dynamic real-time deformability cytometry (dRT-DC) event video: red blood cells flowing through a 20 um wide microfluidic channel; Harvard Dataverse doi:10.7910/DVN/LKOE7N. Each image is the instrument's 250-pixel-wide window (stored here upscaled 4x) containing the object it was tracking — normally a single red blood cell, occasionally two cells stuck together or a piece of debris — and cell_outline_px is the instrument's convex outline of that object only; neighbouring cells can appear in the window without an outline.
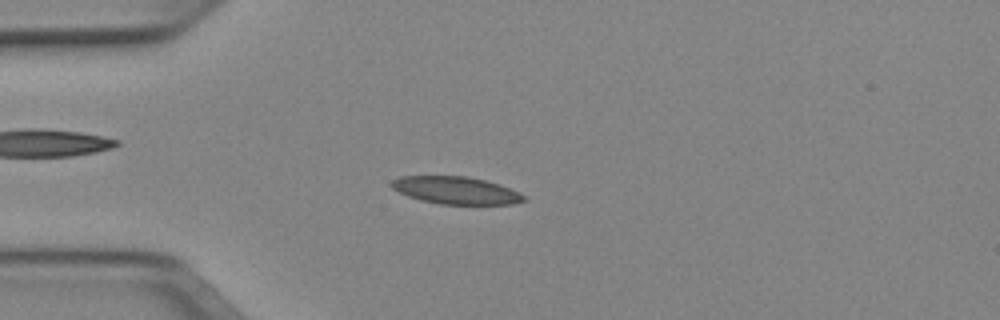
{"species": "Egyptian fruit bat (a non-hibernating species)", "species_latin": "Rousettus aegyptiacus", "temperature_condition": "cold", "stored_images_in_passage": 3, "camera_frame_rate_fps": 3000, "um_per_image_px": 0.085, "animal": {"sex": "female"}, "frame": {"image": 1, "passage_image": 3, "time_ms": 0.667, "image_size_px": [1000, 320], "cell_outline_px": [[528, 200], [512, 204], [440, 204], [420, 200], [408, 196], [392, 188], [392, 180], [400, 176], [468, 176], [500, 184], [520, 192], [528, 196]], "centroid_in_image_um": [38.82, 16.18], "position_along_channel_um": 46.2, "area_um2": 21.27}}